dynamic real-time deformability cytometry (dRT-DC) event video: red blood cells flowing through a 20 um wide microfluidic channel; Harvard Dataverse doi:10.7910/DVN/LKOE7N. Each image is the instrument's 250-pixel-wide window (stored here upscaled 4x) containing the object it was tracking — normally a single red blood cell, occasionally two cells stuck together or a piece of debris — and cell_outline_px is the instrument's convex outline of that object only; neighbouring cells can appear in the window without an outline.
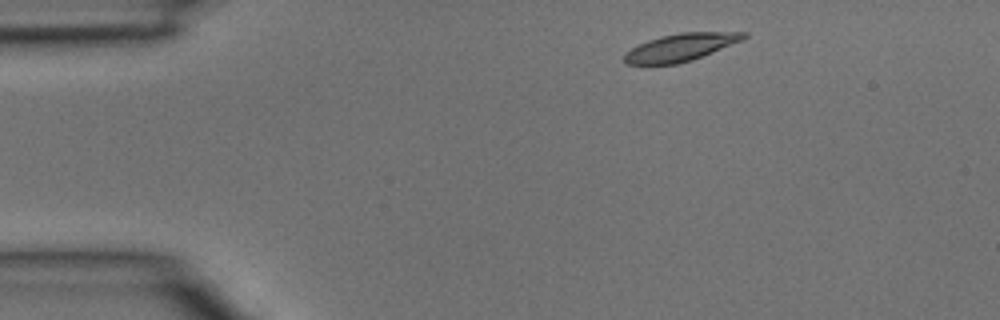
{"species": "common noctule bat (a hibernating species)", "species_latin": "Nyctalus noctula", "temperature_condition": "room temperature", "stored_images_in_passage": 2, "camera_frame_rate_fps": 3000, "um_per_image_px": 0.085, "animal": {"sex": "male", "body_mass_g": 15.6}, "frame": {"image": 1, "passage_image": 1, "time_ms": 0.0, "image_size_px": [1000, 320], "cell_outline_px": [[748, 36], [744, 40], [692, 60], [676, 64], [628, 64], [624, 60], [624, 56], [632, 48], [648, 40], [660, 36], [680, 32], [748, 32]], "centroid_in_image_um": [57.92, 4.01], "position_along_channel_um": 27.1, "area_um2": 19.02}}